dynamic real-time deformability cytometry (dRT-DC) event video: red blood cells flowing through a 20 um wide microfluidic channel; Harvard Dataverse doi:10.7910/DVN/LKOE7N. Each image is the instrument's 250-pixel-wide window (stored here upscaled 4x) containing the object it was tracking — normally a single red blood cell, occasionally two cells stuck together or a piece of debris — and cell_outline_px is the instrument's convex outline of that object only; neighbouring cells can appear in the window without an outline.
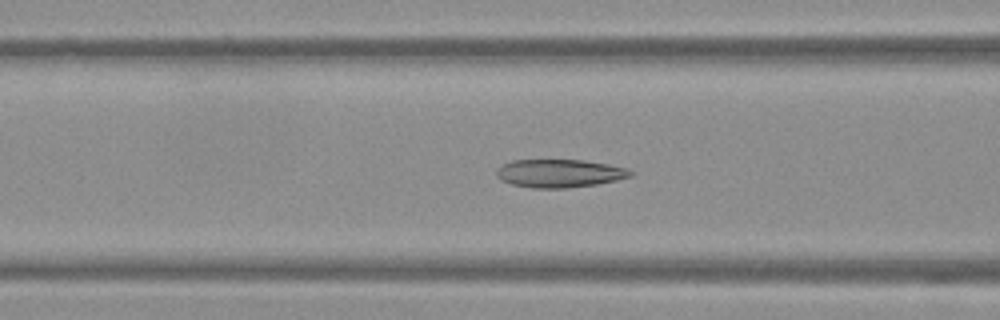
{"species": "Egyptian fruit bat (a non-hibernating species)", "species_latin": "Rousettus aegyptiacus", "temperature_condition": "warm", "stored_images_in_passage": 55, "camera_frame_rate_fps": 3000, "um_per_image_px": 0.085, "frame": {"image": 1, "passage_image": 22, "time_ms": 7.0, "image_size_px": [1000, 320], "cell_outline_px": [[632, 176], [616, 180], [596, 184], [568, 188], [532, 188], [512, 184], [500, 180], [496, 176], [496, 168], [500, 164], [512, 160], [584, 160], [608, 164], [628, 168], [632, 172]], "centroid_in_image_um": [47.51, 14.73], "position_along_channel_um": 119.1, "area_um2": 22.14}}
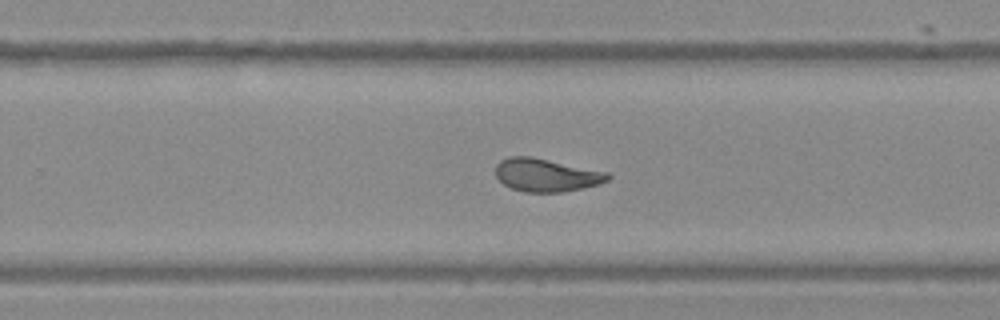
{"frame": {"image": 2, "passage_image": 35, "time_ms": 11.333, "image_size_px": [1000, 320], "cell_outline_px": [[612, 176], [608, 180], [600, 184], [560, 192], [524, 192], [512, 188], [504, 184], [496, 176], [496, 164], [500, 160], [508, 156], [532, 156], [608, 172]], "centroid_in_image_um": [46.43, 14.86], "position_along_channel_um": 283.4, "area_um2": 21.62}}
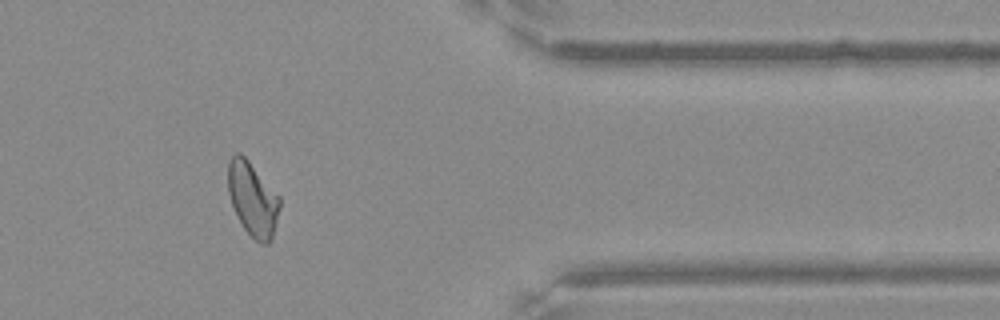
{"frame": {"image": 3, "passage_image": 45, "time_ms": 14.667, "image_size_px": [1000, 320], "cell_outline_px": [[280, 208], [272, 240], [268, 244], [260, 244], [244, 228], [232, 204], [228, 192], [228, 160], [236, 152], [240, 152], [248, 160], [280, 196]], "centroid_in_image_um": [21.49, 16.91], "position_along_channel_um": 389.9, "area_um2": 22.2}, "authors_computed_cell_mechanics": {"area_um2": 22.5998, "velocity_mm_per_s": 3.7938, "shape_relaxation_time_tau1_ms": 9.5148, "shape_relaxation_time_tau2_ms": 1.6383, "deformation_change_tau1": 0.2307, "deformation_change_tau2": 0.0826}}